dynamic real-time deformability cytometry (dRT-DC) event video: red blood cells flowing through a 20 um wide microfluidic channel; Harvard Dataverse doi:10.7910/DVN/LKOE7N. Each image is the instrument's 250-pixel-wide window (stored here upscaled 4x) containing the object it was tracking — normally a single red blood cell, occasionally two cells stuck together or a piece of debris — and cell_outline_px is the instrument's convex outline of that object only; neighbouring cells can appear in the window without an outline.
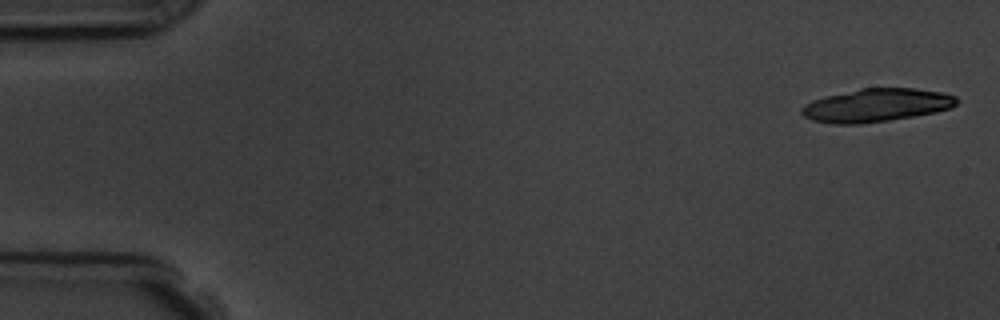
{"species": "common noctule bat (a hibernating species)", "species_latin": "Nyctalus noctula", "temperature_condition": "room temperature", "stored_images_in_passage": 6, "camera_frame_rate_fps": 3000, "um_per_image_px": 0.085, "animal": {"sex": "male", "body_mass_g": 19.5, "forearm_length_mm": 54.6}, "frame": {"image": 1, "passage_image": 1, "time_ms": 0.0, "image_size_px": [1000, 320], "cell_outline_px": [[956, 104], [952, 108], [936, 112], [888, 120], [860, 124], [832, 124], [812, 120], [804, 116], [800, 112], [800, 108], [804, 104], [812, 100], [824, 96], [860, 88], [916, 88], [940, 92], [956, 96]], "centroid_in_image_um": [74.45, 8.94], "position_along_channel_um": 10.6, "area_um2": 30.06}}